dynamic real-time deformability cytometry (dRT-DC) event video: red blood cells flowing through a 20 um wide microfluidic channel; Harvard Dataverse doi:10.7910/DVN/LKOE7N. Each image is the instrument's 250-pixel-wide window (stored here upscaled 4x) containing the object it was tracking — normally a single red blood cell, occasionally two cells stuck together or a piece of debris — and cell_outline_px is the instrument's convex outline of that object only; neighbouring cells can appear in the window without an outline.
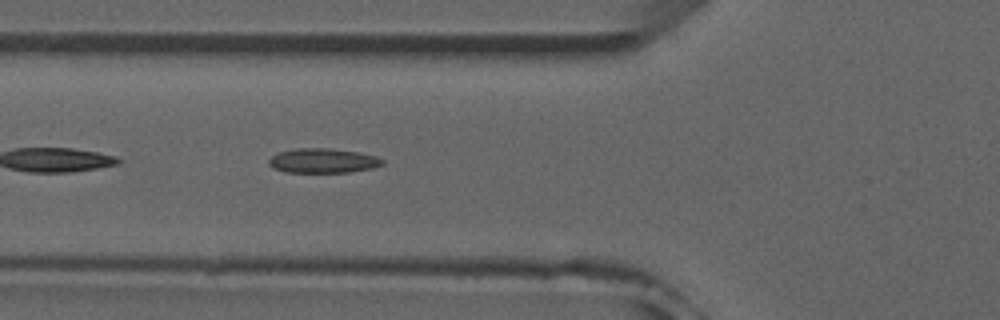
{"species": "common noctule bat (a hibernating species)", "species_latin": "Nyctalus noctula", "temperature_condition": "room temperature", "stored_images_in_passage": 40, "camera_frame_rate_fps": 3000, "um_per_image_px": 0.085, "animal": {"sex": "male", "forearm_length_mm": 52.5}, "frame": {"image": 1, "passage_image": 7, "time_ms": 2.0, "image_size_px": [1000, 320], "cell_outline_px": [[384, 164], [372, 168], [348, 172], [284, 172], [272, 168], [268, 164], [268, 160], [272, 156], [280, 152], [296, 148], [328, 148], [360, 152], [376, 156], [384, 160]], "centroid_in_image_um": [27.44, 13.66], "position_along_channel_um": 98.4, "area_um2": 16.3}, "authors_computed_cell_mechanics": {"area_um2": 15.7505, "velocity_mm_per_s": 3.9456, "shape_relaxation_time_tau1_ms": null, "shape_relaxation_time_tau2_ms": 3.359, "deformation_change_tau1": null, "deformation_change_tau2": 0.0953}}